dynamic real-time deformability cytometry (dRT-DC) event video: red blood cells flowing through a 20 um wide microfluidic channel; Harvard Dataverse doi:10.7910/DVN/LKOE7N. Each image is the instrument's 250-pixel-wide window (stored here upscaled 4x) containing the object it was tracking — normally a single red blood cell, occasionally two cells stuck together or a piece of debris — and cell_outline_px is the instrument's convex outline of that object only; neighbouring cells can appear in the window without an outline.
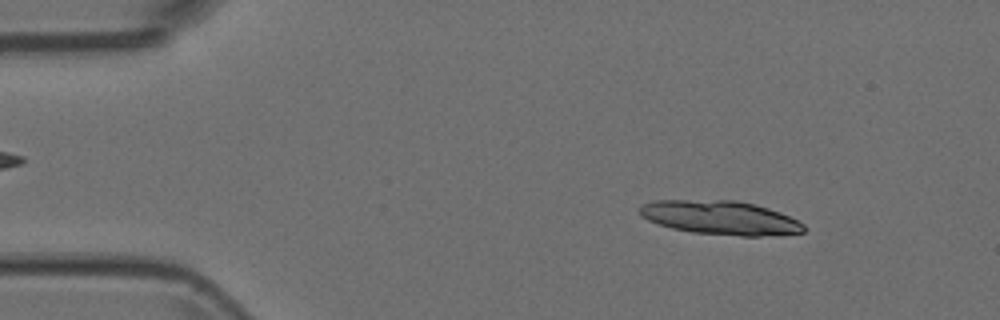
{"species": "Egyptian fruit bat (a non-hibernating species)", "species_latin": "Rousettus aegyptiacus", "temperature_condition": "room temperature", "stored_images_in_passage": 7, "segment_of_instrument_passage": [1, 2], "camera_frame_rate_fps": 3000, "um_per_image_px": 0.085, "animal": {"sex": "female"}, "frame": {"image": 1, "passage_image": 1, "time_ms": 0.0, "image_size_px": [1000, 320], "cell_outline_px": [[804, 232], [760, 236], [740, 236], [692, 232], [672, 228], [648, 220], [640, 216], [640, 208], [644, 204], [656, 200], [736, 200], [756, 204], [780, 212], [804, 224]], "centroid_in_image_um": [61.23, 18.5], "position_along_channel_um": 23.8, "area_um2": 32.19}}